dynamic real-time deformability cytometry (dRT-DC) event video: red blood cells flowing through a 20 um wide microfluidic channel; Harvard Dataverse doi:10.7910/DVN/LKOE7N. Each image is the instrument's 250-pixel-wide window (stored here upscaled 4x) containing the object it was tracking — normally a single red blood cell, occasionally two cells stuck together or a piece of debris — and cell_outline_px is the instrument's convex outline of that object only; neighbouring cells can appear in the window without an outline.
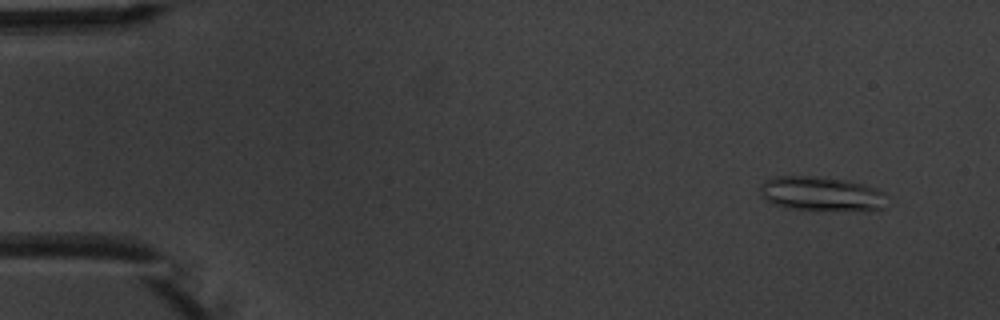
{"species": "common noctule bat (a hibernating species)", "species_latin": "Nyctalus noctula", "temperature_condition": "warm", "stored_images_in_passage": 4, "camera_frame_rate_fps": 3000, "um_per_image_px": 0.085, "animal": {"sex": "male", "body_mass_g": 20.1, "forearm_length_mm": 53.5}, "frame": {"image": 1, "passage_image": 1, "time_ms": 0.0, "image_size_px": [1000, 320], "cell_outline_px": [[884, 208], [784, 208], [768, 200], [764, 196], [760, 188], [760, 184], [764, 180], [776, 176], [820, 176], [844, 180], [864, 184], [876, 188], [884, 192]], "centroid_in_image_um": [69.74, 16.41], "position_along_channel_um": 15.3, "area_um2": 24.22}}